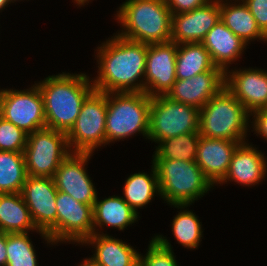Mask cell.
I'll return each instance as SVG.
<instances>
[{"instance_id": "41", "label": "cell", "mask_w": 267, "mask_h": 266, "mask_svg": "<svg viewBox=\"0 0 267 266\" xmlns=\"http://www.w3.org/2000/svg\"><path fill=\"white\" fill-rule=\"evenodd\" d=\"M133 266H142L141 263L138 261L136 264H134Z\"/></svg>"}, {"instance_id": "10", "label": "cell", "mask_w": 267, "mask_h": 266, "mask_svg": "<svg viewBox=\"0 0 267 266\" xmlns=\"http://www.w3.org/2000/svg\"><path fill=\"white\" fill-rule=\"evenodd\" d=\"M0 116L27 134L46 128L44 104L36 83L30 88L0 90Z\"/></svg>"}, {"instance_id": "3", "label": "cell", "mask_w": 267, "mask_h": 266, "mask_svg": "<svg viewBox=\"0 0 267 266\" xmlns=\"http://www.w3.org/2000/svg\"><path fill=\"white\" fill-rule=\"evenodd\" d=\"M114 15L122 38L144 44L171 41L172 13L166 0H125Z\"/></svg>"}, {"instance_id": "37", "label": "cell", "mask_w": 267, "mask_h": 266, "mask_svg": "<svg viewBox=\"0 0 267 266\" xmlns=\"http://www.w3.org/2000/svg\"><path fill=\"white\" fill-rule=\"evenodd\" d=\"M76 266H101L95 263L90 257L83 259V261L80 262V264Z\"/></svg>"}, {"instance_id": "34", "label": "cell", "mask_w": 267, "mask_h": 266, "mask_svg": "<svg viewBox=\"0 0 267 266\" xmlns=\"http://www.w3.org/2000/svg\"><path fill=\"white\" fill-rule=\"evenodd\" d=\"M252 121H250V129L254 131L256 136L267 141V108L259 109L250 114Z\"/></svg>"}, {"instance_id": "18", "label": "cell", "mask_w": 267, "mask_h": 266, "mask_svg": "<svg viewBox=\"0 0 267 266\" xmlns=\"http://www.w3.org/2000/svg\"><path fill=\"white\" fill-rule=\"evenodd\" d=\"M258 149L248 141L240 143L232 155L226 176L219 184L222 186L235 182L240 184L239 186L254 187L262 183L261 181H265L267 157Z\"/></svg>"}, {"instance_id": "23", "label": "cell", "mask_w": 267, "mask_h": 266, "mask_svg": "<svg viewBox=\"0 0 267 266\" xmlns=\"http://www.w3.org/2000/svg\"><path fill=\"white\" fill-rule=\"evenodd\" d=\"M0 229L4 233H38L48 245H55L49 236L36 228L21 193L0 194Z\"/></svg>"}, {"instance_id": "6", "label": "cell", "mask_w": 267, "mask_h": 266, "mask_svg": "<svg viewBox=\"0 0 267 266\" xmlns=\"http://www.w3.org/2000/svg\"><path fill=\"white\" fill-rule=\"evenodd\" d=\"M150 104L145 92L107 93L106 145L136 134L148 140Z\"/></svg>"}, {"instance_id": "24", "label": "cell", "mask_w": 267, "mask_h": 266, "mask_svg": "<svg viewBox=\"0 0 267 266\" xmlns=\"http://www.w3.org/2000/svg\"><path fill=\"white\" fill-rule=\"evenodd\" d=\"M219 4L221 21L247 45L255 40L267 42L243 0H219Z\"/></svg>"}, {"instance_id": "15", "label": "cell", "mask_w": 267, "mask_h": 266, "mask_svg": "<svg viewBox=\"0 0 267 266\" xmlns=\"http://www.w3.org/2000/svg\"><path fill=\"white\" fill-rule=\"evenodd\" d=\"M234 69L225 72V87L250 114L267 108V70L256 67Z\"/></svg>"}, {"instance_id": "29", "label": "cell", "mask_w": 267, "mask_h": 266, "mask_svg": "<svg viewBox=\"0 0 267 266\" xmlns=\"http://www.w3.org/2000/svg\"><path fill=\"white\" fill-rule=\"evenodd\" d=\"M199 141V132L161 140L155 146L152 159L196 161Z\"/></svg>"}, {"instance_id": "8", "label": "cell", "mask_w": 267, "mask_h": 266, "mask_svg": "<svg viewBox=\"0 0 267 266\" xmlns=\"http://www.w3.org/2000/svg\"><path fill=\"white\" fill-rule=\"evenodd\" d=\"M107 93L93 90L84 100L81 111L66 133L71 152L94 153L106 146Z\"/></svg>"}, {"instance_id": "21", "label": "cell", "mask_w": 267, "mask_h": 266, "mask_svg": "<svg viewBox=\"0 0 267 266\" xmlns=\"http://www.w3.org/2000/svg\"><path fill=\"white\" fill-rule=\"evenodd\" d=\"M82 245L94 248L90 258L101 266H133L139 260L134 246L109 234H93Z\"/></svg>"}, {"instance_id": "5", "label": "cell", "mask_w": 267, "mask_h": 266, "mask_svg": "<svg viewBox=\"0 0 267 266\" xmlns=\"http://www.w3.org/2000/svg\"><path fill=\"white\" fill-rule=\"evenodd\" d=\"M250 118L243 104L223 87L200 109L199 133L207 138L243 143L249 141Z\"/></svg>"}, {"instance_id": "11", "label": "cell", "mask_w": 267, "mask_h": 266, "mask_svg": "<svg viewBox=\"0 0 267 266\" xmlns=\"http://www.w3.org/2000/svg\"><path fill=\"white\" fill-rule=\"evenodd\" d=\"M57 188L51 177L28 175L22 196L36 228L45 232L57 245Z\"/></svg>"}, {"instance_id": "14", "label": "cell", "mask_w": 267, "mask_h": 266, "mask_svg": "<svg viewBox=\"0 0 267 266\" xmlns=\"http://www.w3.org/2000/svg\"><path fill=\"white\" fill-rule=\"evenodd\" d=\"M177 44H147L144 92L149 96L166 95L176 81Z\"/></svg>"}, {"instance_id": "2", "label": "cell", "mask_w": 267, "mask_h": 266, "mask_svg": "<svg viewBox=\"0 0 267 266\" xmlns=\"http://www.w3.org/2000/svg\"><path fill=\"white\" fill-rule=\"evenodd\" d=\"M44 104L46 128L67 133L74 125L86 97L94 90L86 73L50 75L35 82Z\"/></svg>"}, {"instance_id": "27", "label": "cell", "mask_w": 267, "mask_h": 266, "mask_svg": "<svg viewBox=\"0 0 267 266\" xmlns=\"http://www.w3.org/2000/svg\"><path fill=\"white\" fill-rule=\"evenodd\" d=\"M172 208L180 209L178 214L173 216L172 220V234L178 244L186 249L194 250L200 245L203 239L202 222L198 216L189 210L190 205H170ZM186 208V209H185Z\"/></svg>"}, {"instance_id": "4", "label": "cell", "mask_w": 267, "mask_h": 266, "mask_svg": "<svg viewBox=\"0 0 267 266\" xmlns=\"http://www.w3.org/2000/svg\"><path fill=\"white\" fill-rule=\"evenodd\" d=\"M151 162L157 171L160 198L169 205H192L215 187L196 161L152 159Z\"/></svg>"}, {"instance_id": "32", "label": "cell", "mask_w": 267, "mask_h": 266, "mask_svg": "<svg viewBox=\"0 0 267 266\" xmlns=\"http://www.w3.org/2000/svg\"><path fill=\"white\" fill-rule=\"evenodd\" d=\"M28 134L0 116V151L24 152Z\"/></svg>"}, {"instance_id": "9", "label": "cell", "mask_w": 267, "mask_h": 266, "mask_svg": "<svg viewBox=\"0 0 267 266\" xmlns=\"http://www.w3.org/2000/svg\"><path fill=\"white\" fill-rule=\"evenodd\" d=\"M23 153L27 175L53 178L71 151L65 132L43 128L28 134Z\"/></svg>"}, {"instance_id": "12", "label": "cell", "mask_w": 267, "mask_h": 266, "mask_svg": "<svg viewBox=\"0 0 267 266\" xmlns=\"http://www.w3.org/2000/svg\"><path fill=\"white\" fill-rule=\"evenodd\" d=\"M57 244L81 245L94 234L93 206L76 201L61 191L56 196Z\"/></svg>"}, {"instance_id": "17", "label": "cell", "mask_w": 267, "mask_h": 266, "mask_svg": "<svg viewBox=\"0 0 267 266\" xmlns=\"http://www.w3.org/2000/svg\"><path fill=\"white\" fill-rule=\"evenodd\" d=\"M223 87L225 72L209 70L188 79H176L166 96L200 110Z\"/></svg>"}, {"instance_id": "26", "label": "cell", "mask_w": 267, "mask_h": 266, "mask_svg": "<svg viewBox=\"0 0 267 266\" xmlns=\"http://www.w3.org/2000/svg\"><path fill=\"white\" fill-rule=\"evenodd\" d=\"M217 67L202 43L177 44L176 79H188Z\"/></svg>"}, {"instance_id": "20", "label": "cell", "mask_w": 267, "mask_h": 266, "mask_svg": "<svg viewBox=\"0 0 267 266\" xmlns=\"http://www.w3.org/2000/svg\"><path fill=\"white\" fill-rule=\"evenodd\" d=\"M201 43L209 52L214 64L224 72L242 58L244 50L249 46L227 28L221 19L208 31Z\"/></svg>"}, {"instance_id": "33", "label": "cell", "mask_w": 267, "mask_h": 266, "mask_svg": "<svg viewBox=\"0 0 267 266\" xmlns=\"http://www.w3.org/2000/svg\"><path fill=\"white\" fill-rule=\"evenodd\" d=\"M256 20L262 33L267 37V0H243Z\"/></svg>"}, {"instance_id": "39", "label": "cell", "mask_w": 267, "mask_h": 266, "mask_svg": "<svg viewBox=\"0 0 267 266\" xmlns=\"http://www.w3.org/2000/svg\"><path fill=\"white\" fill-rule=\"evenodd\" d=\"M12 2L10 0H0V12L4 11L6 7H9L8 5Z\"/></svg>"}, {"instance_id": "30", "label": "cell", "mask_w": 267, "mask_h": 266, "mask_svg": "<svg viewBox=\"0 0 267 266\" xmlns=\"http://www.w3.org/2000/svg\"><path fill=\"white\" fill-rule=\"evenodd\" d=\"M29 233H7V266H39Z\"/></svg>"}, {"instance_id": "7", "label": "cell", "mask_w": 267, "mask_h": 266, "mask_svg": "<svg viewBox=\"0 0 267 266\" xmlns=\"http://www.w3.org/2000/svg\"><path fill=\"white\" fill-rule=\"evenodd\" d=\"M200 110L181 102L173 101L166 95L151 97L149 110L148 140H161L190 132H199Z\"/></svg>"}, {"instance_id": "40", "label": "cell", "mask_w": 267, "mask_h": 266, "mask_svg": "<svg viewBox=\"0 0 267 266\" xmlns=\"http://www.w3.org/2000/svg\"><path fill=\"white\" fill-rule=\"evenodd\" d=\"M12 3L23 1V0H10ZM29 1V0H28Z\"/></svg>"}, {"instance_id": "31", "label": "cell", "mask_w": 267, "mask_h": 266, "mask_svg": "<svg viewBox=\"0 0 267 266\" xmlns=\"http://www.w3.org/2000/svg\"><path fill=\"white\" fill-rule=\"evenodd\" d=\"M149 241L146 254L140 252L139 262L142 266H179L173 247L168 238L154 234Z\"/></svg>"}, {"instance_id": "25", "label": "cell", "mask_w": 267, "mask_h": 266, "mask_svg": "<svg viewBox=\"0 0 267 266\" xmlns=\"http://www.w3.org/2000/svg\"><path fill=\"white\" fill-rule=\"evenodd\" d=\"M151 164L150 174L139 171L130 174L124 181L121 197L137 213L139 209L147 207L146 205L152 202L154 196L161 195L157 171L155 165Z\"/></svg>"}, {"instance_id": "16", "label": "cell", "mask_w": 267, "mask_h": 266, "mask_svg": "<svg viewBox=\"0 0 267 266\" xmlns=\"http://www.w3.org/2000/svg\"><path fill=\"white\" fill-rule=\"evenodd\" d=\"M219 20V0H212L189 12L172 14L171 41L176 44L201 43Z\"/></svg>"}, {"instance_id": "38", "label": "cell", "mask_w": 267, "mask_h": 266, "mask_svg": "<svg viewBox=\"0 0 267 266\" xmlns=\"http://www.w3.org/2000/svg\"><path fill=\"white\" fill-rule=\"evenodd\" d=\"M91 1L93 0H72V2H74L75 5L78 6V8L82 6L84 7L86 4L88 5V3H91Z\"/></svg>"}, {"instance_id": "35", "label": "cell", "mask_w": 267, "mask_h": 266, "mask_svg": "<svg viewBox=\"0 0 267 266\" xmlns=\"http://www.w3.org/2000/svg\"><path fill=\"white\" fill-rule=\"evenodd\" d=\"M212 0H166L172 14H181L201 7Z\"/></svg>"}, {"instance_id": "22", "label": "cell", "mask_w": 267, "mask_h": 266, "mask_svg": "<svg viewBox=\"0 0 267 266\" xmlns=\"http://www.w3.org/2000/svg\"><path fill=\"white\" fill-rule=\"evenodd\" d=\"M102 199L97 196L93 205L94 234H107L102 231L105 226L124 231L140 220L139 213L134 211L121 196L113 195Z\"/></svg>"}, {"instance_id": "36", "label": "cell", "mask_w": 267, "mask_h": 266, "mask_svg": "<svg viewBox=\"0 0 267 266\" xmlns=\"http://www.w3.org/2000/svg\"><path fill=\"white\" fill-rule=\"evenodd\" d=\"M7 233H0V266H7Z\"/></svg>"}, {"instance_id": "19", "label": "cell", "mask_w": 267, "mask_h": 266, "mask_svg": "<svg viewBox=\"0 0 267 266\" xmlns=\"http://www.w3.org/2000/svg\"><path fill=\"white\" fill-rule=\"evenodd\" d=\"M239 144L238 141L200 136L196 163L214 186H218L226 176Z\"/></svg>"}, {"instance_id": "28", "label": "cell", "mask_w": 267, "mask_h": 266, "mask_svg": "<svg viewBox=\"0 0 267 266\" xmlns=\"http://www.w3.org/2000/svg\"><path fill=\"white\" fill-rule=\"evenodd\" d=\"M27 176L23 152L0 151V194L21 193Z\"/></svg>"}, {"instance_id": "1", "label": "cell", "mask_w": 267, "mask_h": 266, "mask_svg": "<svg viewBox=\"0 0 267 266\" xmlns=\"http://www.w3.org/2000/svg\"><path fill=\"white\" fill-rule=\"evenodd\" d=\"M96 51L94 89L104 93L144 92L147 44L122 38L117 33Z\"/></svg>"}, {"instance_id": "13", "label": "cell", "mask_w": 267, "mask_h": 266, "mask_svg": "<svg viewBox=\"0 0 267 266\" xmlns=\"http://www.w3.org/2000/svg\"><path fill=\"white\" fill-rule=\"evenodd\" d=\"M93 153L71 152L59 165L53 179L58 191L69 194L76 201L94 205L97 189L88 175L87 166Z\"/></svg>"}]
</instances>
